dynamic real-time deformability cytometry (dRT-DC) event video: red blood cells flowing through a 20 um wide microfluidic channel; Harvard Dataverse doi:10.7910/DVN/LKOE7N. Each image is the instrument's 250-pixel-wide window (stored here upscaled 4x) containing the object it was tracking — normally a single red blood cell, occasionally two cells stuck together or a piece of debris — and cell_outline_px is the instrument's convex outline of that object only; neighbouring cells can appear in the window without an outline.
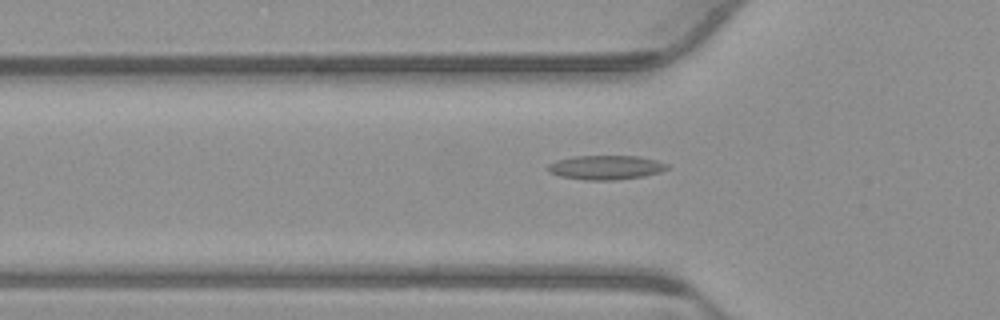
{"species": "common noctule bat (a hibernating species)", "species_latin": "Nyctalus noctula", "temperature_condition": "warm", "stored_images_in_passage": 42, "camera_frame_rate_fps": 3000, "um_per_image_px": 0.085, "animal": {"sex": "male", "body_mass_g": 23.1, "forearm_length_mm": 52.7}, "frame": {"image": 1, "passage_image": 7, "time_ms": 2.0, "image_size_px": [1000, 320], "cell_outline_px": [[668, 168], [660, 172], [644, 176], [612, 180], [588, 180], [560, 176], [548, 172], [548, 164], [556, 160], [572, 156], [640, 156], [656, 160], [668, 164]], "centroid_in_image_um": [51.48, 14.22], "position_along_channel_um": 74.3, "area_um2": 16.82}}
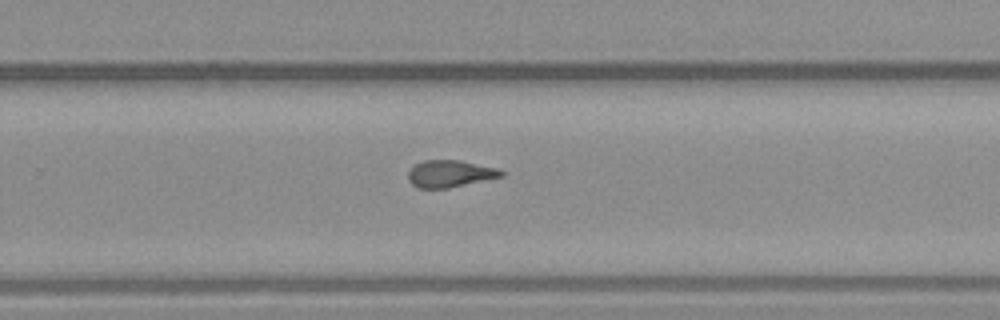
{"frame": {"image": 2, "passage_image": 24, "time_ms": 7.667, "image_size_px": [1000, 320], "cell_outline_px": [[504, 176], [448, 188], [416, 188], [408, 180], [408, 172], [416, 164], [424, 160], [460, 160], [496, 168], [504, 172]], "centroid_in_image_um": [38.23, 14.77], "position_along_channel_um": 291.6, "area_um2": 14.57}}
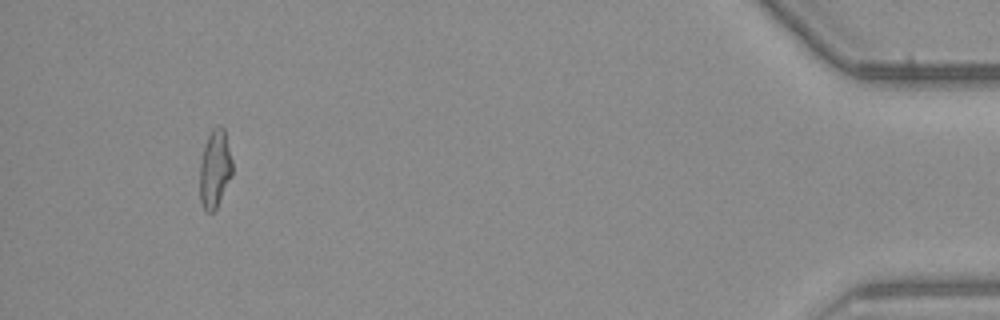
{"frame": {"image": 3, "passage_image": 40, "time_ms": 13.0, "image_size_px": [1000, 320], "cell_outline_px": [[232, 176], [216, 208], [212, 212], [208, 212], [204, 208], [200, 200], [200, 160], [208, 136], [212, 128], [216, 124], [220, 124], [224, 128], [232, 160]], "centroid_in_image_um": [18.27, 14.32], "position_along_channel_um": 416.9, "area_um2": 14.8}, "authors_computed_cell_mechanics": {"area_um2": 15.1725, "velocity_mm_per_s": 3.8245, "shape_relaxation_time_tau1_ms": null, "shape_relaxation_time_tau2_ms": 2.3797, "deformation_change_tau1": null, "deformation_change_tau2": 0.1061}}